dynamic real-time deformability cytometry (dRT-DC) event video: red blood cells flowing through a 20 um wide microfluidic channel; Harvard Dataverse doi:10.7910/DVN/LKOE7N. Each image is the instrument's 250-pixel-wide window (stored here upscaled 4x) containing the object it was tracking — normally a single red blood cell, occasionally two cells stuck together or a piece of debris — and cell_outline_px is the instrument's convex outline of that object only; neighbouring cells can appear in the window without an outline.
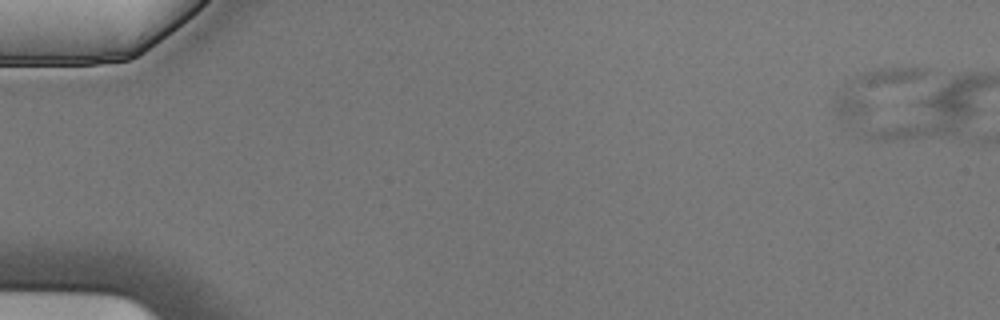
{"species": "Egyptian fruit bat (a non-hibernating species)", "species_latin": "Rousettus aegyptiacus", "temperature_condition": "cold", "stored_images_in_passage": 3, "camera_frame_rate_fps": 3000, "um_per_image_px": 0.085, "animal": {"sex": "male"}, "frame": {"image": 1, "passage_image": 1, "time_ms": 0.0, "image_size_px": [1000, 320], "cell_outline_px": [[928, 72], [924, 76], [856, 120], [848, 120], [840, 116], [832, 108], [836, 92], [848, 80], [860, 72], [880, 68], [928, 68]], "centroid_in_image_um": [74.2, 7.64], "position_along_channel_um": 10.8, "area_um2": 19.88}}